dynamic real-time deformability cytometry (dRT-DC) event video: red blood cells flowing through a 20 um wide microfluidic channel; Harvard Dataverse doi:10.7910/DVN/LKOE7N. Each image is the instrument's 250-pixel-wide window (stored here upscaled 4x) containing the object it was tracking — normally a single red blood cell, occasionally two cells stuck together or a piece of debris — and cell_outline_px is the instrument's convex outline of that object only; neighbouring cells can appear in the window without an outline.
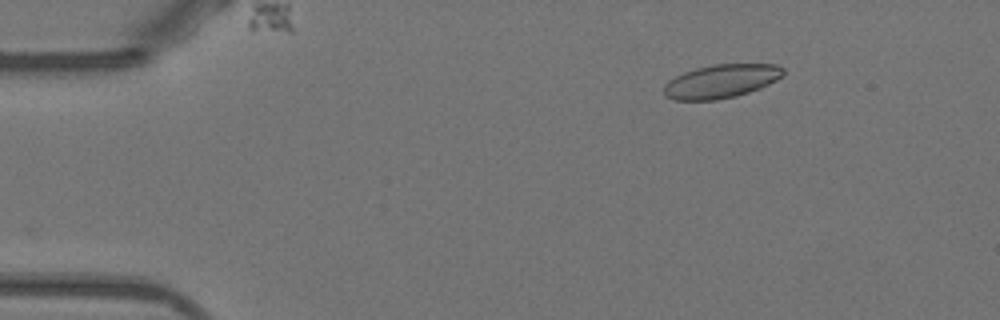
{"species": "Egyptian fruit bat (a non-hibernating species)", "species_latin": "Rousettus aegyptiacus", "temperature_condition": "warm", "stored_images_in_passage": 41, "segment_of_instrument_passage": [1, 2], "camera_frame_rate_fps": 3000, "um_per_image_px": 0.085, "animal": {"sex": "female"}, "frame": {"image": 1, "passage_image": 1, "time_ms": 0.0, "image_size_px": [1000, 320], "cell_outline_px": [[784, 76], [760, 88], [736, 96], [716, 100], [676, 100], [664, 96], [664, 84], [668, 80], [684, 72], [696, 68], [712, 64], [776, 64], [784, 68]], "centroid_in_image_um": [61.3, 6.9], "position_along_channel_um": 23.7, "area_um2": 23.47}}
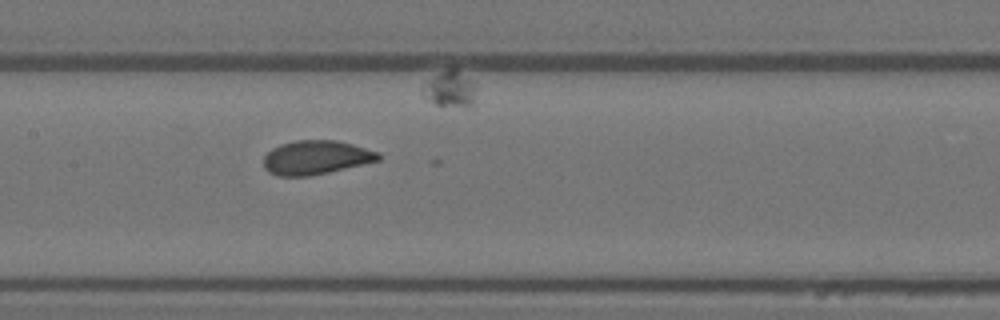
{"frame": {"image": 2, "passage_image": 19, "time_ms": 6.0, "image_size_px": [1000, 320], "cell_outline_px": [[380, 160], [328, 172], [308, 176], [276, 176], [268, 172], [264, 168], [264, 156], [272, 148], [280, 144], [296, 140], [336, 140], [352, 144], [380, 152]], "centroid_in_image_um": [26.84, 13.38], "position_along_channel_um": 180.6, "area_um2": 22.72}}
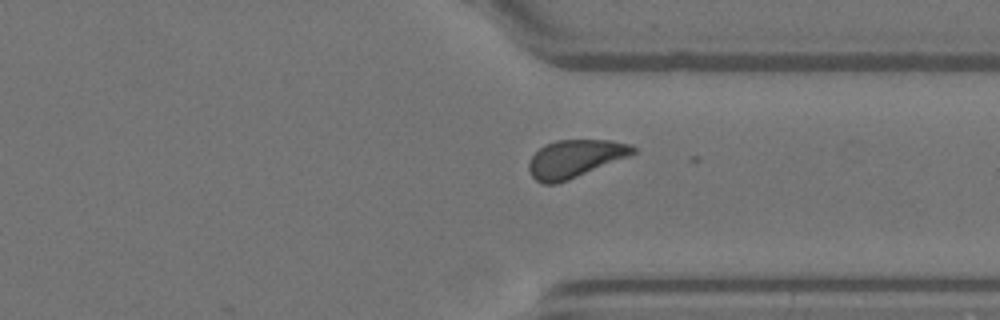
{"frame": {"image": 3, "passage_image": 33, "time_ms": 10.667, "image_size_px": [1000, 320], "cell_outline_px": [[636, 152], [632, 156], [568, 180], [556, 184], [544, 184], [536, 180], [532, 176], [528, 168], [528, 164], [532, 156], [544, 144], [556, 140], [608, 140], [632, 144], [636, 148]], "centroid_in_image_um": [48.91, 13.48], "position_along_channel_um": 362.5, "area_um2": 23.12}}